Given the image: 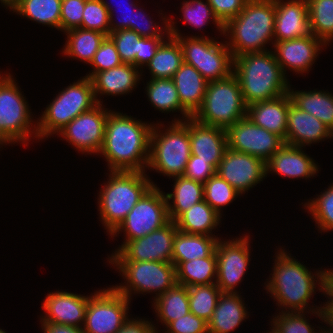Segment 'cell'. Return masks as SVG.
<instances>
[{"label":"cell","instance_id":"cell-1","mask_svg":"<svg viewBox=\"0 0 333 333\" xmlns=\"http://www.w3.org/2000/svg\"><path fill=\"white\" fill-rule=\"evenodd\" d=\"M153 124L115 110L109 112L98 153L105 158L109 171H147Z\"/></svg>","mask_w":333,"mask_h":333},{"label":"cell","instance_id":"cell-2","mask_svg":"<svg viewBox=\"0 0 333 333\" xmlns=\"http://www.w3.org/2000/svg\"><path fill=\"white\" fill-rule=\"evenodd\" d=\"M274 259L273 273L270 274L271 277L269 275V279H266L264 290L269 292L274 302L276 301V305L280 308L279 312L322 310V305L311 306L308 303L316 293L315 290L322 292V267L316 272L313 270V273L302 264L303 262L295 259L282 247L278 248Z\"/></svg>","mask_w":333,"mask_h":333},{"label":"cell","instance_id":"cell-3","mask_svg":"<svg viewBox=\"0 0 333 333\" xmlns=\"http://www.w3.org/2000/svg\"><path fill=\"white\" fill-rule=\"evenodd\" d=\"M274 0H247L243 10L224 25L223 36L233 58L245 53L265 52L274 43Z\"/></svg>","mask_w":333,"mask_h":333},{"label":"cell","instance_id":"cell-4","mask_svg":"<svg viewBox=\"0 0 333 333\" xmlns=\"http://www.w3.org/2000/svg\"><path fill=\"white\" fill-rule=\"evenodd\" d=\"M233 73L239 80L247 106L287 94L292 86L271 50L234 58Z\"/></svg>","mask_w":333,"mask_h":333},{"label":"cell","instance_id":"cell-5","mask_svg":"<svg viewBox=\"0 0 333 333\" xmlns=\"http://www.w3.org/2000/svg\"><path fill=\"white\" fill-rule=\"evenodd\" d=\"M146 172L109 171L107 181L99 191L97 203L100 221L110 236L125 220L141 197L157 186Z\"/></svg>","mask_w":333,"mask_h":333},{"label":"cell","instance_id":"cell-6","mask_svg":"<svg viewBox=\"0 0 333 333\" xmlns=\"http://www.w3.org/2000/svg\"><path fill=\"white\" fill-rule=\"evenodd\" d=\"M165 127L161 122L153 124L147 169L175 178L184 174L191 156L189 118L169 122V127Z\"/></svg>","mask_w":333,"mask_h":333},{"label":"cell","instance_id":"cell-7","mask_svg":"<svg viewBox=\"0 0 333 333\" xmlns=\"http://www.w3.org/2000/svg\"><path fill=\"white\" fill-rule=\"evenodd\" d=\"M2 72L0 71V147L14 143L27 146L31 137L38 139L37 121H33L30 106L13 75L8 71L2 75Z\"/></svg>","mask_w":333,"mask_h":333},{"label":"cell","instance_id":"cell-8","mask_svg":"<svg viewBox=\"0 0 333 333\" xmlns=\"http://www.w3.org/2000/svg\"><path fill=\"white\" fill-rule=\"evenodd\" d=\"M168 18L169 36L178 40L183 52V62L195 67L209 82L220 80L233 73L234 58L226 41L219 42L208 36H183Z\"/></svg>","mask_w":333,"mask_h":333},{"label":"cell","instance_id":"cell-9","mask_svg":"<svg viewBox=\"0 0 333 333\" xmlns=\"http://www.w3.org/2000/svg\"><path fill=\"white\" fill-rule=\"evenodd\" d=\"M52 100L36 120L39 141L56 135L81 113L98 104L92 80L87 76L62 89Z\"/></svg>","mask_w":333,"mask_h":333},{"label":"cell","instance_id":"cell-10","mask_svg":"<svg viewBox=\"0 0 333 333\" xmlns=\"http://www.w3.org/2000/svg\"><path fill=\"white\" fill-rule=\"evenodd\" d=\"M247 116L240 83L234 73L209 81L201 107L192 116L196 121L227 130Z\"/></svg>","mask_w":333,"mask_h":333},{"label":"cell","instance_id":"cell-11","mask_svg":"<svg viewBox=\"0 0 333 333\" xmlns=\"http://www.w3.org/2000/svg\"><path fill=\"white\" fill-rule=\"evenodd\" d=\"M124 279L113 287L130 301L134 294L155 293L154 299L177 283L173 263L157 261L107 260ZM133 294V295H132Z\"/></svg>","mask_w":333,"mask_h":333},{"label":"cell","instance_id":"cell-12","mask_svg":"<svg viewBox=\"0 0 333 333\" xmlns=\"http://www.w3.org/2000/svg\"><path fill=\"white\" fill-rule=\"evenodd\" d=\"M166 197L158 186H152L127 214L125 220L110 235L112 238L124 233V242L144 237L152 231L162 228L169 222Z\"/></svg>","mask_w":333,"mask_h":333},{"label":"cell","instance_id":"cell-13","mask_svg":"<svg viewBox=\"0 0 333 333\" xmlns=\"http://www.w3.org/2000/svg\"><path fill=\"white\" fill-rule=\"evenodd\" d=\"M130 302L113 286L96 290L88 300L83 333H117L130 319Z\"/></svg>","mask_w":333,"mask_h":333},{"label":"cell","instance_id":"cell-14","mask_svg":"<svg viewBox=\"0 0 333 333\" xmlns=\"http://www.w3.org/2000/svg\"><path fill=\"white\" fill-rule=\"evenodd\" d=\"M220 238L216 244V285L222 293H239L236 286L244 279L250 260V235L231 240Z\"/></svg>","mask_w":333,"mask_h":333},{"label":"cell","instance_id":"cell-15","mask_svg":"<svg viewBox=\"0 0 333 333\" xmlns=\"http://www.w3.org/2000/svg\"><path fill=\"white\" fill-rule=\"evenodd\" d=\"M102 105L98 103L81 113L56 135L64 138L63 140L82 154L98 155L104 142L106 121L111 111Z\"/></svg>","mask_w":333,"mask_h":333},{"label":"cell","instance_id":"cell-16","mask_svg":"<svg viewBox=\"0 0 333 333\" xmlns=\"http://www.w3.org/2000/svg\"><path fill=\"white\" fill-rule=\"evenodd\" d=\"M177 231L175 221H169L162 228L150 234L126 242L108 260L157 261L172 263L173 240Z\"/></svg>","mask_w":333,"mask_h":333},{"label":"cell","instance_id":"cell-17","mask_svg":"<svg viewBox=\"0 0 333 333\" xmlns=\"http://www.w3.org/2000/svg\"><path fill=\"white\" fill-rule=\"evenodd\" d=\"M228 148L247 153L266 162L284 144V140L255 125L245 116L226 130Z\"/></svg>","mask_w":333,"mask_h":333},{"label":"cell","instance_id":"cell-18","mask_svg":"<svg viewBox=\"0 0 333 333\" xmlns=\"http://www.w3.org/2000/svg\"><path fill=\"white\" fill-rule=\"evenodd\" d=\"M241 195L266 178L265 162L258 157L227 148L216 170Z\"/></svg>","mask_w":333,"mask_h":333},{"label":"cell","instance_id":"cell-19","mask_svg":"<svg viewBox=\"0 0 333 333\" xmlns=\"http://www.w3.org/2000/svg\"><path fill=\"white\" fill-rule=\"evenodd\" d=\"M273 45L272 52L285 75L287 70L301 75L308 74L321 51L327 46L313 34L291 40L274 41Z\"/></svg>","mask_w":333,"mask_h":333},{"label":"cell","instance_id":"cell-20","mask_svg":"<svg viewBox=\"0 0 333 333\" xmlns=\"http://www.w3.org/2000/svg\"><path fill=\"white\" fill-rule=\"evenodd\" d=\"M92 294L85 296L65 290L49 292L41 306L44 315L40 316V322L82 328Z\"/></svg>","mask_w":333,"mask_h":333},{"label":"cell","instance_id":"cell-21","mask_svg":"<svg viewBox=\"0 0 333 333\" xmlns=\"http://www.w3.org/2000/svg\"><path fill=\"white\" fill-rule=\"evenodd\" d=\"M191 155L196 160L208 161L216 170L228 148L226 130L202 124L189 118Z\"/></svg>","mask_w":333,"mask_h":333},{"label":"cell","instance_id":"cell-22","mask_svg":"<svg viewBox=\"0 0 333 333\" xmlns=\"http://www.w3.org/2000/svg\"><path fill=\"white\" fill-rule=\"evenodd\" d=\"M303 147L284 144L266 162V177L269 173L289 179H310L319 173V165Z\"/></svg>","mask_w":333,"mask_h":333},{"label":"cell","instance_id":"cell-23","mask_svg":"<svg viewBox=\"0 0 333 333\" xmlns=\"http://www.w3.org/2000/svg\"><path fill=\"white\" fill-rule=\"evenodd\" d=\"M274 1V41L291 40L311 34L307 0Z\"/></svg>","mask_w":333,"mask_h":333},{"label":"cell","instance_id":"cell-24","mask_svg":"<svg viewBox=\"0 0 333 333\" xmlns=\"http://www.w3.org/2000/svg\"><path fill=\"white\" fill-rule=\"evenodd\" d=\"M332 138L333 132L322 121L290 104L285 144L305 148Z\"/></svg>","mask_w":333,"mask_h":333},{"label":"cell","instance_id":"cell-25","mask_svg":"<svg viewBox=\"0 0 333 333\" xmlns=\"http://www.w3.org/2000/svg\"><path fill=\"white\" fill-rule=\"evenodd\" d=\"M143 72L133 64L121 65L97 72L92 78L97 103H102L101 95L118 96L130 94L140 83ZM99 96V97H98Z\"/></svg>","mask_w":333,"mask_h":333},{"label":"cell","instance_id":"cell-26","mask_svg":"<svg viewBox=\"0 0 333 333\" xmlns=\"http://www.w3.org/2000/svg\"><path fill=\"white\" fill-rule=\"evenodd\" d=\"M289 93L271 100L254 102L247 106V117L259 127L280 136L284 141L287 133Z\"/></svg>","mask_w":333,"mask_h":333},{"label":"cell","instance_id":"cell-27","mask_svg":"<svg viewBox=\"0 0 333 333\" xmlns=\"http://www.w3.org/2000/svg\"><path fill=\"white\" fill-rule=\"evenodd\" d=\"M245 300L239 293H221L211 319L208 321L209 333H230L235 331L249 312Z\"/></svg>","mask_w":333,"mask_h":333},{"label":"cell","instance_id":"cell-28","mask_svg":"<svg viewBox=\"0 0 333 333\" xmlns=\"http://www.w3.org/2000/svg\"><path fill=\"white\" fill-rule=\"evenodd\" d=\"M172 80L178 91L181 106L193 116L201 107L208 81L192 65L183 62Z\"/></svg>","mask_w":333,"mask_h":333},{"label":"cell","instance_id":"cell-29","mask_svg":"<svg viewBox=\"0 0 333 333\" xmlns=\"http://www.w3.org/2000/svg\"><path fill=\"white\" fill-rule=\"evenodd\" d=\"M222 217L205 201L194 204L176 220L177 230L187 234L216 236L213 234Z\"/></svg>","mask_w":333,"mask_h":333},{"label":"cell","instance_id":"cell-30","mask_svg":"<svg viewBox=\"0 0 333 333\" xmlns=\"http://www.w3.org/2000/svg\"><path fill=\"white\" fill-rule=\"evenodd\" d=\"M219 239L217 236L187 234L177 230L173 240L172 263L176 267L180 262L209 257Z\"/></svg>","mask_w":333,"mask_h":333},{"label":"cell","instance_id":"cell-31","mask_svg":"<svg viewBox=\"0 0 333 333\" xmlns=\"http://www.w3.org/2000/svg\"><path fill=\"white\" fill-rule=\"evenodd\" d=\"M174 179L173 190L165 193L168 217L170 221H175L183 212L204 200L203 184L185 176ZM171 200V201H170Z\"/></svg>","mask_w":333,"mask_h":333},{"label":"cell","instance_id":"cell-32","mask_svg":"<svg viewBox=\"0 0 333 333\" xmlns=\"http://www.w3.org/2000/svg\"><path fill=\"white\" fill-rule=\"evenodd\" d=\"M326 91H294L289 87L292 103L300 110L315 116L333 132V94Z\"/></svg>","mask_w":333,"mask_h":333},{"label":"cell","instance_id":"cell-33","mask_svg":"<svg viewBox=\"0 0 333 333\" xmlns=\"http://www.w3.org/2000/svg\"><path fill=\"white\" fill-rule=\"evenodd\" d=\"M151 106L161 113L179 112L182 119L174 118L172 122L184 121L192 117L182 106L178 91L172 78L150 79L145 87Z\"/></svg>","mask_w":333,"mask_h":333},{"label":"cell","instance_id":"cell-34","mask_svg":"<svg viewBox=\"0 0 333 333\" xmlns=\"http://www.w3.org/2000/svg\"><path fill=\"white\" fill-rule=\"evenodd\" d=\"M153 309L165 328L178 318L190 313L188 288L176 283L159 297L152 299Z\"/></svg>","mask_w":333,"mask_h":333},{"label":"cell","instance_id":"cell-35","mask_svg":"<svg viewBox=\"0 0 333 333\" xmlns=\"http://www.w3.org/2000/svg\"><path fill=\"white\" fill-rule=\"evenodd\" d=\"M66 43L62 48L64 56L90 64L101 43L107 37L97 31L76 28L65 32Z\"/></svg>","mask_w":333,"mask_h":333},{"label":"cell","instance_id":"cell-36","mask_svg":"<svg viewBox=\"0 0 333 333\" xmlns=\"http://www.w3.org/2000/svg\"><path fill=\"white\" fill-rule=\"evenodd\" d=\"M182 63L181 45L176 38L168 35L146 67L149 68L150 79L172 78Z\"/></svg>","mask_w":333,"mask_h":333},{"label":"cell","instance_id":"cell-37","mask_svg":"<svg viewBox=\"0 0 333 333\" xmlns=\"http://www.w3.org/2000/svg\"><path fill=\"white\" fill-rule=\"evenodd\" d=\"M217 278V259L215 251L205 258L180 262L176 266L177 283L186 287L213 284Z\"/></svg>","mask_w":333,"mask_h":333},{"label":"cell","instance_id":"cell-38","mask_svg":"<svg viewBox=\"0 0 333 333\" xmlns=\"http://www.w3.org/2000/svg\"><path fill=\"white\" fill-rule=\"evenodd\" d=\"M61 2L62 0H19L10 11L60 31Z\"/></svg>","mask_w":333,"mask_h":333},{"label":"cell","instance_id":"cell-39","mask_svg":"<svg viewBox=\"0 0 333 333\" xmlns=\"http://www.w3.org/2000/svg\"><path fill=\"white\" fill-rule=\"evenodd\" d=\"M310 33L326 45L333 41V0H307Z\"/></svg>","mask_w":333,"mask_h":333},{"label":"cell","instance_id":"cell-40","mask_svg":"<svg viewBox=\"0 0 333 333\" xmlns=\"http://www.w3.org/2000/svg\"><path fill=\"white\" fill-rule=\"evenodd\" d=\"M190 312L208 322L216 308L221 290L216 283L188 286Z\"/></svg>","mask_w":333,"mask_h":333},{"label":"cell","instance_id":"cell-41","mask_svg":"<svg viewBox=\"0 0 333 333\" xmlns=\"http://www.w3.org/2000/svg\"><path fill=\"white\" fill-rule=\"evenodd\" d=\"M303 208L313 217L320 233L333 231V183L327 189L309 199Z\"/></svg>","mask_w":333,"mask_h":333},{"label":"cell","instance_id":"cell-42","mask_svg":"<svg viewBox=\"0 0 333 333\" xmlns=\"http://www.w3.org/2000/svg\"><path fill=\"white\" fill-rule=\"evenodd\" d=\"M110 1L107 0H86L83 11L82 28L110 34V18L114 17Z\"/></svg>","mask_w":333,"mask_h":333},{"label":"cell","instance_id":"cell-43","mask_svg":"<svg viewBox=\"0 0 333 333\" xmlns=\"http://www.w3.org/2000/svg\"><path fill=\"white\" fill-rule=\"evenodd\" d=\"M312 312V313H311ZM306 313L318 316L323 322V315L321 310H314L310 312L294 311V312H279L270 319L271 328L276 333H317L314 326L309 323L306 318ZM314 313V314H313Z\"/></svg>","mask_w":333,"mask_h":333},{"label":"cell","instance_id":"cell-44","mask_svg":"<svg viewBox=\"0 0 333 333\" xmlns=\"http://www.w3.org/2000/svg\"><path fill=\"white\" fill-rule=\"evenodd\" d=\"M241 194L226 180L214 174L203 184L204 200L222 217V207L229 205ZM222 211V212H221Z\"/></svg>","mask_w":333,"mask_h":333},{"label":"cell","instance_id":"cell-45","mask_svg":"<svg viewBox=\"0 0 333 333\" xmlns=\"http://www.w3.org/2000/svg\"><path fill=\"white\" fill-rule=\"evenodd\" d=\"M181 12L182 18L184 19L183 22L191 25L194 28L201 29L207 24L210 20L214 22L216 28L223 34L224 32V25L219 21V19L214 14L210 4L206 0H183Z\"/></svg>","mask_w":333,"mask_h":333},{"label":"cell","instance_id":"cell-46","mask_svg":"<svg viewBox=\"0 0 333 333\" xmlns=\"http://www.w3.org/2000/svg\"><path fill=\"white\" fill-rule=\"evenodd\" d=\"M108 37L115 44L120 60L136 66V54H139L141 36L131 29H122L111 32Z\"/></svg>","mask_w":333,"mask_h":333},{"label":"cell","instance_id":"cell-47","mask_svg":"<svg viewBox=\"0 0 333 333\" xmlns=\"http://www.w3.org/2000/svg\"><path fill=\"white\" fill-rule=\"evenodd\" d=\"M122 63L115 44L109 37H106L90 63L93 71L91 70L86 76L91 79L97 72L117 67Z\"/></svg>","mask_w":333,"mask_h":333},{"label":"cell","instance_id":"cell-48","mask_svg":"<svg viewBox=\"0 0 333 333\" xmlns=\"http://www.w3.org/2000/svg\"><path fill=\"white\" fill-rule=\"evenodd\" d=\"M143 8L138 6L134 9V23H133V31H135L139 36L141 37H147V38H154V37H168L169 31H168V16L166 17L163 13L160 15L161 17V26L160 24L157 25L155 21H152L151 17L148 19L147 14L142 12ZM164 15V16H163ZM141 18L143 20H139ZM141 21V23H140ZM155 22V23H154ZM143 24V26H142ZM145 24V25H144ZM162 24L164 25L162 27ZM167 35V36H166Z\"/></svg>","mask_w":333,"mask_h":333},{"label":"cell","instance_id":"cell-49","mask_svg":"<svg viewBox=\"0 0 333 333\" xmlns=\"http://www.w3.org/2000/svg\"><path fill=\"white\" fill-rule=\"evenodd\" d=\"M86 0H62L60 31L67 32L72 29L82 28L83 11Z\"/></svg>","mask_w":333,"mask_h":333},{"label":"cell","instance_id":"cell-50","mask_svg":"<svg viewBox=\"0 0 333 333\" xmlns=\"http://www.w3.org/2000/svg\"><path fill=\"white\" fill-rule=\"evenodd\" d=\"M164 333H209L208 322L191 312L172 321Z\"/></svg>","mask_w":333,"mask_h":333},{"label":"cell","instance_id":"cell-51","mask_svg":"<svg viewBox=\"0 0 333 333\" xmlns=\"http://www.w3.org/2000/svg\"><path fill=\"white\" fill-rule=\"evenodd\" d=\"M219 21L225 25L244 8L247 0H207Z\"/></svg>","mask_w":333,"mask_h":333},{"label":"cell","instance_id":"cell-52","mask_svg":"<svg viewBox=\"0 0 333 333\" xmlns=\"http://www.w3.org/2000/svg\"><path fill=\"white\" fill-rule=\"evenodd\" d=\"M214 174L216 169L208 161L196 160V156L191 155L183 176L204 184Z\"/></svg>","mask_w":333,"mask_h":333},{"label":"cell","instance_id":"cell-53","mask_svg":"<svg viewBox=\"0 0 333 333\" xmlns=\"http://www.w3.org/2000/svg\"><path fill=\"white\" fill-rule=\"evenodd\" d=\"M166 38L167 37H141L139 54H136V67L143 71V68L152 60L158 47Z\"/></svg>","mask_w":333,"mask_h":333},{"label":"cell","instance_id":"cell-54","mask_svg":"<svg viewBox=\"0 0 333 333\" xmlns=\"http://www.w3.org/2000/svg\"><path fill=\"white\" fill-rule=\"evenodd\" d=\"M132 318V319H131ZM157 327L150 320L133 317L117 333H158Z\"/></svg>","mask_w":333,"mask_h":333},{"label":"cell","instance_id":"cell-55","mask_svg":"<svg viewBox=\"0 0 333 333\" xmlns=\"http://www.w3.org/2000/svg\"><path fill=\"white\" fill-rule=\"evenodd\" d=\"M134 9L128 8V12L122 14L120 21L115 23L113 18H110V33L115 32L122 29H131L133 30L134 23Z\"/></svg>","mask_w":333,"mask_h":333},{"label":"cell","instance_id":"cell-56","mask_svg":"<svg viewBox=\"0 0 333 333\" xmlns=\"http://www.w3.org/2000/svg\"><path fill=\"white\" fill-rule=\"evenodd\" d=\"M43 333H83L82 328L58 325L54 323H40Z\"/></svg>","mask_w":333,"mask_h":333},{"label":"cell","instance_id":"cell-57","mask_svg":"<svg viewBox=\"0 0 333 333\" xmlns=\"http://www.w3.org/2000/svg\"><path fill=\"white\" fill-rule=\"evenodd\" d=\"M326 295L327 301H333V269L323 270L322 294Z\"/></svg>","mask_w":333,"mask_h":333},{"label":"cell","instance_id":"cell-58","mask_svg":"<svg viewBox=\"0 0 333 333\" xmlns=\"http://www.w3.org/2000/svg\"><path fill=\"white\" fill-rule=\"evenodd\" d=\"M321 311L323 316H333V301L324 303Z\"/></svg>","mask_w":333,"mask_h":333},{"label":"cell","instance_id":"cell-59","mask_svg":"<svg viewBox=\"0 0 333 333\" xmlns=\"http://www.w3.org/2000/svg\"><path fill=\"white\" fill-rule=\"evenodd\" d=\"M18 2L19 0H0V3L8 10H11Z\"/></svg>","mask_w":333,"mask_h":333},{"label":"cell","instance_id":"cell-60","mask_svg":"<svg viewBox=\"0 0 333 333\" xmlns=\"http://www.w3.org/2000/svg\"><path fill=\"white\" fill-rule=\"evenodd\" d=\"M135 2L133 1H131V3L129 4V3H125V5H127L126 6V8H136L138 5H136V4H134ZM119 5V7H123V6H121L122 4H118Z\"/></svg>","mask_w":333,"mask_h":333},{"label":"cell","instance_id":"cell-61","mask_svg":"<svg viewBox=\"0 0 333 333\" xmlns=\"http://www.w3.org/2000/svg\"><path fill=\"white\" fill-rule=\"evenodd\" d=\"M325 328H326V329H325ZM325 328H322V329L320 328V329H319L320 332H318V330H317V333H331V332H329V331L327 330V327H325Z\"/></svg>","mask_w":333,"mask_h":333},{"label":"cell","instance_id":"cell-62","mask_svg":"<svg viewBox=\"0 0 333 333\" xmlns=\"http://www.w3.org/2000/svg\"><path fill=\"white\" fill-rule=\"evenodd\" d=\"M0 333H7V332L3 329H0Z\"/></svg>","mask_w":333,"mask_h":333},{"label":"cell","instance_id":"cell-63","mask_svg":"<svg viewBox=\"0 0 333 333\" xmlns=\"http://www.w3.org/2000/svg\"><path fill=\"white\" fill-rule=\"evenodd\" d=\"M267 333H276V332L271 329V331H267Z\"/></svg>","mask_w":333,"mask_h":333}]
</instances>
